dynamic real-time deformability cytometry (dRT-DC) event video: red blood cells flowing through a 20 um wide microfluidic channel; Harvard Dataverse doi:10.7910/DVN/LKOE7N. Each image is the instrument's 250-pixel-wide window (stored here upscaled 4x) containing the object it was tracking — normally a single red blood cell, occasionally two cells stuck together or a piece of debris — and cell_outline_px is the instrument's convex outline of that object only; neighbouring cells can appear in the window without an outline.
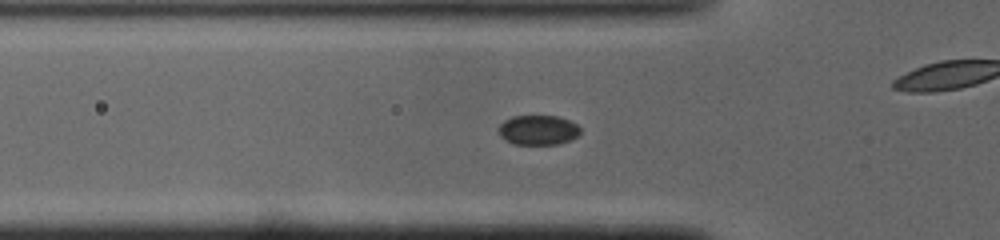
{"species": "common noctule bat (a hibernating species)", "species_latin": "Nyctalus noctula", "temperature_condition": "cold", "stored_images_in_passage": 49, "camera_frame_rate_fps": 3000, "um_per_image_px": 0.085, "animal": {"sex": "male", "body_mass_g": 19.0, "forearm_length_mm": 50.8}, "frame": {"image": 1, "passage_image": 15, "time_ms": 4.667, "image_size_px": [1000, 240], "cell_outline_px": [[580, 136], [560, 144], [512, 144], [504, 140], [500, 136], [496, 128], [504, 120], [512, 116], [556, 116], [568, 120], [576, 124], [580, 128]], "centroid_in_image_um": [45.71, 11.06], "position_along_channel_um": 80.1, "area_um2": 14.39}}
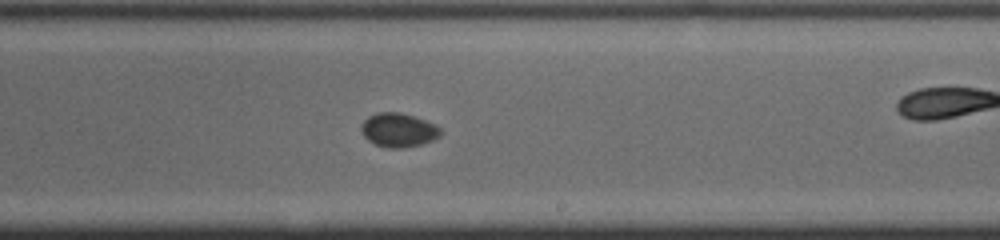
{"frame": {"image": 2, "passage_image": 28, "time_ms": 9.0, "image_size_px": [1000, 240], "cell_outline_px": [[440, 136], [424, 144], [404, 148], [388, 148], [376, 144], [368, 140], [364, 136], [360, 128], [364, 120], [368, 116], [376, 112], [400, 112], [416, 116], [436, 124], [440, 128]], "centroid_in_image_um": [33.88, 11.04], "position_along_channel_um": 255.1, "area_um2": 15.9}}
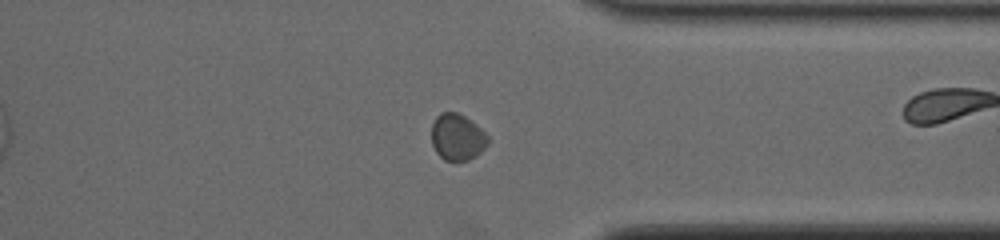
{"frame": {"image": 3, "passage_image": 37, "time_ms": 12.0, "image_size_px": [1000, 240], "cell_outline_px": [[488, 144], [476, 156], [468, 160], [444, 160], [436, 152], [432, 144], [432, 124], [436, 116], [440, 112], [456, 112], [464, 116], [476, 124], [488, 136]], "centroid_in_image_um": [38.86, 11.65], "position_along_channel_um": 372.5, "area_um2": 15.2}, "authors_computed_cell_mechanics": {"area_um2": 15.4904, "velocity_mm_per_s": 4.0447, "shape_relaxation_time_tau1_ms": 1.6227, "shape_relaxation_time_tau2_ms": null, "deformation_change_tau1": 0.0556, "deformation_change_tau2": null}}